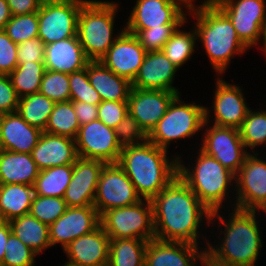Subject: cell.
Segmentation results:
<instances>
[{
  "label": "cell",
  "mask_w": 266,
  "mask_h": 266,
  "mask_svg": "<svg viewBox=\"0 0 266 266\" xmlns=\"http://www.w3.org/2000/svg\"><path fill=\"white\" fill-rule=\"evenodd\" d=\"M155 239L198 245L199 227L212 212L177 175L152 200Z\"/></svg>",
  "instance_id": "obj_1"
},
{
  "label": "cell",
  "mask_w": 266,
  "mask_h": 266,
  "mask_svg": "<svg viewBox=\"0 0 266 266\" xmlns=\"http://www.w3.org/2000/svg\"><path fill=\"white\" fill-rule=\"evenodd\" d=\"M228 218H223L219 210L211 214L210 220L214 217L219 224L225 226L224 237L219 246H212L206 243L204 264H214L219 266H256L259 250L262 248V236L260 234L259 222H257L256 211L241 210L234 208ZM221 221V222H220Z\"/></svg>",
  "instance_id": "obj_2"
},
{
  "label": "cell",
  "mask_w": 266,
  "mask_h": 266,
  "mask_svg": "<svg viewBox=\"0 0 266 266\" xmlns=\"http://www.w3.org/2000/svg\"><path fill=\"white\" fill-rule=\"evenodd\" d=\"M150 141L122 147L117 164L133 183L141 199L152 200L178 175V157Z\"/></svg>",
  "instance_id": "obj_3"
},
{
  "label": "cell",
  "mask_w": 266,
  "mask_h": 266,
  "mask_svg": "<svg viewBox=\"0 0 266 266\" xmlns=\"http://www.w3.org/2000/svg\"><path fill=\"white\" fill-rule=\"evenodd\" d=\"M188 10L197 20L194 29L215 72L224 74L233 56L249 49L239 38L228 16L212 1Z\"/></svg>",
  "instance_id": "obj_4"
},
{
  "label": "cell",
  "mask_w": 266,
  "mask_h": 266,
  "mask_svg": "<svg viewBox=\"0 0 266 266\" xmlns=\"http://www.w3.org/2000/svg\"><path fill=\"white\" fill-rule=\"evenodd\" d=\"M196 159L190 170L178 156V175L213 213L221 209L227 199L231 182L235 184V174L201 150Z\"/></svg>",
  "instance_id": "obj_5"
},
{
  "label": "cell",
  "mask_w": 266,
  "mask_h": 266,
  "mask_svg": "<svg viewBox=\"0 0 266 266\" xmlns=\"http://www.w3.org/2000/svg\"><path fill=\"white\" fill-rule=\"evenodd\" d=\"M118 4L109 1L87 0L81 7L77 20V36L89 61H100L123 28L113 38L114 18Z\"/></svg>",
  "instance_id": "obj_6"
},
{
  "label": "cell",
  "mask_w": 266,
  "mask_h": 266,
  "mask_svg": "<svg viewBox=\"0 0 266 266\" xmlns=\"http://www.w3.org/2000/svg\"><path fill=\"white\" fill-rule=\"evenodd\" d=\"M210 111L207 107L195 103L182 102L180 94L169 104L166 113L159 120L147 140L156 146L168 150L173 140L192 137L210 123Z\"/></svg>",
  "instance_id": "obj_7"
},
{
  "label": "cell",
  "mask_w": 266,
  "mask_h": 266,
  "mask_svg": "<svg viewBox=\"0 0 266 266\" xmlns=\"http://www.w3.org/2000/svg\"><path fill=\"white\" fill-rule=\"evenodd\" d=\"M100 225L110 239H155L152 202L142 199L130 206L107 210L100 215Z\"/></svg>",
  "instance_id": "obj_8"
},
{
  "label": "cell",
  "mask_w": 266,
  "mask_h": 266,
  "mask_svg": "<svg viewBox=\"0 0 266 266\" xmlns=\"http://www.w3.org/2000/svg\"><path fill=\"white\" fill-rule=\"evenodd\" d=\"M87 0H43L38 13V37L45 45L77 36V20Z\"/></svg>",
  "instance_id": "obj_9"
},
{
  "label": "cell",
  "mask_w": 266,
  "mask_h": 266,
  "mask_svg": "<svg viewBox=\"0 0 266 266\" xmlns=\"http://www.w3.org/2000/svg\"><path fill=\"white\" fill-rule=\"evenodd\" d=\"M252 153L235 174L237 196L234 205L241 210L266 212V161L258 158L257 152Z\"/></svg>",
  "instance_id": "obj_10"
},
{
  "label": "cell",
  "mask_w": 266,
  "mask_h": 266,
  "mask_svg": "<svg viewBox=\"0 0 266 266\" xmlns=\"http://www.w3.org/2000/svg\"><path fill=\"white\" fill-rule=\"evenodd\" d=\"M140 200L141 197L124 170L117 163L105 164L99 176L93 205L98 214L130 206Z\"/></svg>",
  "instance_id": "obj_11"
},
{
  "label": "cell",
  "mask_w": 266,
  "mask_h": 266,
  "mask_svg": "<svg viewBox=\"0 0 266 266\" xmlns=\"http://www.w3.org/2000/svg\"><path fill=\"white\" fill-rule=\"evenodd\" d=\"M212 1L228 16L238 38L248 48L259 44L261 41V27L266 18L265 0Z\"/></svg>",
  "instance_id": "obj_12"
},
{
  "label": "cell",
  "mask_w": 266,
  "mask_h": 266,
  "mask_svg": "<svg viewBox=\"0 0 266 266\" xmlns=\"http://www.w3.org/2000/svg\"><path fill=\"white\" fill-rule=\"evenodd\" d=\"M79 158L117 163L122 151L113 128L99 119L80 126L75 137Z\"/></svg>",
  "instance_id": "obj_13"
},
{
  "label": "cell",
  "mask_w": 266,
  "mask_h": 266,
  "mask_svg": "<svg viewBox=\"0 0 266 266\" xmlns=\"http://www.w3.org/2000/svg\"><path fill=\"white\" fill-rule=\"evenodd\" d=\"M209 128L204 130L200 150L236 174L250 153L245 150L239 129L214 124Z\"/></svg>",
  "instance_id": "obj_14"
},
{
  "label": "cell",
  "mask_w": 266,
  "mask_h": 266,
  "mask_svg": "<svg viewBox=\"0 0 266 266\" xmlns=\"http://www.w3.org/2000/svg\"><path fill=\"white\" fill-rule=\"evenodd\" d=\"M185 5L179 0H137L125 30H144L160 25H182Z\"/></svg>",
  "instance_id": "obj_15"
},
{
  "label": "cell",
  "mask_w": 266,
  "mask_h": 266,
  "mask_svg": "<svg viewBox=\"0 0 266 266\" xmlns=\"http://www.w3.org/2000/svg\"><path fill=\"white\" fill-rule=\"evenodd\" d=\"M147 51L136 35L124 30L100 59L116 75L134 81Z\"/></svg>",
  "instance_id": "obj_16"
},
{
  "label": "cell",
  "mask_w": 266,
  "mask_h": 266,
  "mask_svg": "<svg viewBox=\"0 0 266 266\" xmlns=\"http://www.w3.org/2000/svg\"><path fill=\"white\" fill-rule=\"evenodd\" d=\"M100 225V215L91 206L68 207L54 223L49 225L51 247L61 244L65 248L75 239L88 234Z\"/></svg>",
  "instance_id": "obj_17"
},
{
  "label": "cell",
  "mask_w": 266,
  "mask_h": 266,
  "mask_svg": "<svg viewBox=\"0 0 266 266\" xmlns=\"http://www.w3.org/2000/svg\"><path fill=\"white\" fill-rule=\"evenodd\" d=\"M177 95L176 92L171 91L132 87L127 100L128 113L138 121L140 127L148 135Z\"/></svg>",
  "instance_id": "obj_18"
},
{
  "label": "cell",
  "mask_w": 266,
  "mask_h": 266,
  "mask_svg": "<svg viewBox=\"0 0 266 266\" xmlns=\"http://www.w3.org/2000/svg\"><path fill=\"white\" fill-rule=\"evenodd\" d=\"M105 164L101 160H76L70 183L63 196L68 207L94 205L99 176Z\"/></svg>",
  "instance_id": "obj_19"
},
{
  "label": "cell",
  "mask_w": 266,
  "mask_h": 266,
  "mask_svg": "<svg viewBox=\"0 0 266 266\" xmlns=\"http://www.w3.org/2000/svg\"><path fill=\"white\" fill-rule=\"evenodd\" d=\"M198 246L185 242L152 239L148 241L146 247L144 266H196L198 260L201 261V266H204L205 249L200 250Z\"/></svg>",
  "instance_id": "obj_20"
},
{
  "label": "cell",
  "mask_w": 266,
  "mask_h": 266,
  "mask_svg": "<svg viewBox=\"0 0 266 266\" xmlns=\"http://www.w3.org/2000/svg\"><path fill=\"white\" fill-rule=\"evenodd\" d=\"M213 102V124L239 129L246 118L249 107L245 102L242 90L237 85H231L219 76L216 80Z\"/></svg>",
  "instance_id": "obj_21"
},
{
  "label": "cell",
  "mask_w": 266,
  "mask_h": 266,
  "mask_svg": "<svg viewBox=\"0 0 266 266\" xmlns=\"http://www.w3.org/2000/svg\"><path fill=\"white\" fill-rule=\"evenodd\" d=\"M110 238L99 225L63 248L69 259L67 263L75 266H107Z\"/></svg>",
  "instance_id": "obj_22"
},
{
  "label": "cell",
  "mask_w": 266,
  "mask_h": 266,
  "mask_svg": "<svg viewBox=\"0 0 266 266\" xmlns=\"http://www.w3.org/2000/svg\"><path fill=\"white\" fill-rule=\"evenodd\" d=\"M177 71L178 68L163 51H149L132 82V87L144 90L171 91L179 95V90L172 86Z\"/></svg>",
  "instance_id": "obj_23"
},
{
  "label": "cell",
  "mask_w": 266,
  "mask_h": 266,
  "mask_svg": "<svg viewBox=\"0 0 266 266\" xmlns=\"http://www.w3.org/2000/svg\"><path fill=\"white\" fill-rule=\"evenodd\" d=\"M31 155L40 171L55 166L74 164L79 158L74 139L44 131L37 145L32 149Z\"/></svg>",
  "instance_id": "obj_24"
},
{
  "label": "cell",
  "mask_w": 266,
  "mask_h": 266,
  "mask_svg": "<svg viewBox=\"0 0 266 266\" xmlns=\"http://www.w3.org/2000/svg\"><path fill=\"white\" fill-rule=\"evenodd\" d=\"M43 131L29 125L18 112L0 118V149L16 153H31Z\"/></svg>",
  "instance_id": "obj_25"
},
{
  "label": "cell",
  "mask_w": 266,
  "mask_h": 266,
  "mask_svg": "<svg viewBox=\"0 0 266 266\" xmlns=\"http://www.w3.org/2000/svg\"><path fill=\"white\" fill-rule=\"evenodd\" d=\"M88 62L78 36L45 45L46 70L71 74L86 68Z\"/></svg>",
  "instance_id": "obj_26"
},
{
  "label": "cell",
  "mask_w": 266,
  "mask_h": 266,
  "mask_svg": "<svg viewBox=\"0 0 266 266\" xmlns=\"http://www.w3.org/2000/svg\"><path fill=\"white\" fill-rule=\"evenodd\" d=\"M87 73L90 84L100 94L102 101H127L132 83L112 72L100 61H89Z\"/></svg>",
  "instance_id": "obj_27"
},
{
  "label": "cell",
  "mask_w": 266,
  "mask_h": 266,
  "mask_svg": "<svg viewBox=\"0 0 266 266\" xmlns=\"http://www.w3.org/2000/svg\"><path fill=\"white\" fill-rule=\"evenodd\" d=\"M40 170L31 153L0 149V184L34 185Z\"/></svg>",
  "instance_id": "obj_28"
},
{
  "label": "cell",
  "mask_w": 266,
  "mask_h": 266,
  "mask_svg": "<svg viewBox=\"0 0 266 266\" xmlns=\"http://www.w3.org/2000/svg\"><path fill=\"white\" fill-rule=\"evenodd\" d=\"M34 188L26 184H0V219L7 222L30 213Z\"/></svg>",
  "instance_id": "obj_29"
},
{
  "label": "cell",
  "mask_w": 266,
  "mask_h": 266,
  "mask_svg": "<svg viewBox=\"0 0 266 266\" xmlns=\"http://www.w3.org/2000/svg\"><path fill=\"white\" fill-rule=\"evenodd\" d=\"M11 233L36 254L50 248L49 225L40 222L30 213L9 221Z\"/></svg>",
  "instance_id": "obj_30"
},
{
  "label": "cell",
  "mask_w": 266,
  "mask_h": 266,
  "mask_svg": "<svg viewBox=\"0 0 266 266\" xmlns=\"http://www.w3.org/2000/svg\"><path fill=\"white\" fill-rule=\"evenodd\" d=\"M147 244L137 238L110 239L108 266H144Z\"/></svg>",
  "instance_id": "obj_31"
},
{
  "label": "cell",
  "mask_w": 266,
  "mask_h": 266,
  "mask_svg": "<svg viewBox=\"0 0 266 266\" xmlns=\"http://www.w3.org/2000/svg\"><path fill=\"white\" fill-rule=\"evenodd\" d=\"M73 164L51 167L41 170L33 185L34 194L44 197L63 198L70 183Z\"/></svg>",
  "instance_id": "obj_32"
},
{
  "label": "cell",
  "mask_w": 266,
  "mask_h": 266,
  "mask_svg": "<svg viewBox=\"0 0 266 266\" xmlns=\"http://www.w3.org/2000/svg\"><path fill=\"white\" fill-rule=\"evenodd\" d=\"M55 104L38 92L19 98L17 112L29 125L44 131Z\"/></svg>",
  "instance_id": "obj_33"
},
{
  "label": "cell",
  "mask_w": 266,
  "mask_h": 266,
  "mask_svg": "<svg viewBox=\"0 0 266 266\" xmlns=\"http://www.w3.org/2000/svg\"><path fill=\"white\" fill-rule=\"evenodd\" d=\"M45 71L44 62L32 61L17 65L8 76L19 98L39 92Z\"/></svg>",
  "instance_id": "obj_34"
},
{
  "label": "cell",
  "mask_w": 266,
  "mask_h": 266,
  "mask_svg": "<svg viewBox=\"0 0 266 266\" xmlns=\"http://www.w3.org/2000/svg\"><path fill=\"white\" fill-rule=\"evenodd\" d=\"M80 124L71 100L55 104L44 132L75 139Z\"/></svg>",
  "instance_id": "obj_35"
},
{
  "label": "cell",
  "mask_w": 266,
  "mask_h": 266,
  "mask_svg": "<svg viewBox=\"0 0 266 266\" xmlns=\"http://www.w3.org/2000/svg\"><path fill=\"white\" fill-rule=\"evenodd\" d=\"M177 28L171 38L164 44L162 51L166 57L178 68L186 63L194 53L197 35L195 29L182 31Z\"/></svg>",
  "instance_id": "obj_36"
},
{
  "label": "cell",
  "mask_w": 266,
  "mask_h": 266,
  "mask_svg": "<svg viewBox=\"0 0 266 266\" xmlns=\"http://www.w3.org/2000/svg\"><path fill=\"white\" fill-rule=\"evenodd\" d=\"M239 131L246 150L248 147L253 150L258 145L266 144V111L254 112L250 108Z\"/></svg>",
  "instance_id": "obj_37"
},
{
  "label": "cell",
  "mask_w": 266,
  "mask_h": 266,
  "mask_svg": "<svg viewBox=\"0 0 266 266\" xmlns=\"http://www.w3.org/2000/svg\"><path fill=\"white\" fill-rule=\"evenodd\" d=\"M38 13L32 12L24 15H12L4 31L14 43L38 37Z\"/></svg>",
  "instance_id": "obj_38"
},
{
  "label": "cell",
  "mask_w": 266,
  "mask_h": 266,
  "mask_svg": "<svg viewBox=\"0 0 266 266\" xmlns=\"http://www.w3.org/2000/svg\"><path fill=\"white\" fill-rule=\"evenodd\" d=\"M67 208L68 206L63 198L34 194L30 214L40 222L50 225L63 215Z\"/></svg>",
  "instance_id": "obj_39"
},
{
  "label": "cell",
  "mask_w": 266,
  "mask_h": 266,
  "mask_svg": "<svg viewBox=\"0 0 266 266\" xmlns=\"http://www.w3.org/2000/svg\"><path fill=\"white\" fill-rule=\"evenodd\" d=\"M39 93L55 103L70 100L69 74L46 70L40 84Z\"/></svg>",
  "instance_id": "obj_40"
},
{
  "label": "cell",
  "mask_w": 266,
  "mask_h": 266,
  "mask_svg": "<svg viewBox=\"0 0 266 266\" xmlns=\"http://www.w3.org/2000/svg\"><path fill=\"white\" fill-rule=\"evenodd\" d=\"M185 23L186 21L182 25H160L156 28L126 31L136 35L147 52L162 51L164 44L171 38L177 28L184 26Z\"/></svg>",
  "instance_id": "obj_41"
},
{
  "label": "cell",
  "mask_w": 266,
  "mask_h": 266,
  "mask_svg": "<svg viewBox=\"0 0 266 266\" xmlns=\"http://www.w3.org/2000/svg\"><path fill=\"white\" fill-rule=\"evenodd\" d=\"M70 82V100L80 101L93 105H99L102 102L100 94L90 84L87 65L83 70L69 74Z\"/></svg>",
  "instance_id": "obj_42"
},
{
  "label": "cell",
  "mask_w": 266,
  "mask_h": 266,
  "mask_svg": "<svg viewBox=\"0 0 266 266\" xmlns=\"http://www.w3.org/2000/svg\"><path fill=\"white\" fill-rule=\"evenodd\" d=\"M6 255L0 266H34L37 254L19 240L13 233L6 243Z\"/></svg>",
  "instance_id": "obj_43"
},
{
  "label": "cell",
  "mask_w": 266,
  "mask_h": 266,
  "mask_svg": "<svg viewBox=\"0 0 266 266\" xmlns=\"http://www.w3.org/2000/svg\"><path fill=\"white\" fill-rule=\"evenodd\" d=\"M114 131L117 142L121 147L147 141V134L140 127L138 121L129 113L114 128Z\"/></svg>",
  "instance_id": "obj_44"
},
{
  "label": "cell",
  "mask_w": 266,
  "mask_h": 266,
  "mask_svg": "<svg viewBox=\"0 0 266 266\" xmlns=\"http://www.w3.org/2000/svg\"><path fill=\"white\" fill-rule=\"evenodd\" d=\"M126 114H128L127 101H102L98 105V119L113 129Z\"/></svg>",
  "instance_id": "obj_45"
},
{
  "label": "cell",
  "mask_w": 266,
  "mask_h": 266,
  "mask_svg": "<svg viewBox=\"0 0 266 266\" xmlns=\"http://www.w3.org/2000/svg\"><path fill=\"white\" fill-rule=\"evenodd\" d=\"M17 65V43H14L2 29L0 30V74L9 75Z\"/></svg>",
  "instance_id": "obj_46"
},
{
  "label": "cell",
  "mask_w": 266,
  "mask_h": 266,
  "mask_svg": "<svg viewBox=\"0 0 266 266\" xmlns=\"http://www.w3.org/2000/svg\"><path fill=\"white\" fill-rule=\"evenodd\" d=\"M45 44L39 38L23 41L17 44L18 64L33 62H44Z\"/></svg>",
  "instance_id": "obj_47"
},
{
  "label": "cell",
  "mask_w": 266,
  "mask_h": 266,
  "mask_svg": "<svg viewBox=\"0 0 266 266\" xmlns=\"http://www.w3.org/2000/svg\"><path fill=\"white\" fill-rule=\"evenodd\" d=\"M19 96L12 86L7 74H0V112L2 114L16 112Z\"/></svg>",
  "instance_id": "obj_48"
},
{
  "label": "cell",
  "mask_w": 266,
  "mask_h": 266,
  "mask_svg": "<svg viewBox=\"0 0 266 266\" xmlns=\"http://www.w3.org/2000/svg\"><path fill=\"white\" fill-rule=\"evenodd\" d=\"M80 126L98 119V105L71 101Z\"/></svg>",
  "instance_id": "obj_49"
},
{
  "label": "cell",
  "mask_w": 266,
  "mask_h": 266,
  "mask_svg": "<svg viewBox=\"0 0 266 266\" xmlns=\"http://www.w3.org/2000/svg\"><path fill=\"white\" fill-rule=\"evenodd\" d=\"M12 15H24L37 12L43 0H6Z\"/></svg>",
  "instance_id": "obj_50"
},
{
  "label": "cell",
  "mask_w": 266,
  "mask_h": 266,
  "mask_svg": "<svg viewBox=\"0 0 266 266\" xmlns=\"http://www.w3.org/2000/svg\"><path fill=\"white\" fill-rule=\"evenodd\" d=\"M11 233L9 222L0 219V265L6 255V243Z\"/></svg>",
  "instance_id": "obj_51"
},
{
  "label": "cell",
  "mask_w": 266,
  "mask_h": 266,
  "mask_svg": "<svg viewBox=\"0 0 266 266\" xmlns=\"http://www.w3.org/2000/svg\"><path fill=\"white\" fill-rule=\"evenodd\" d=\"M12 17L10 7L6 0H0V30L4 29Z\"/></svg>",
  "instance_id": "obj_52"
},
{
  "label": "cell",
  "mask_w": 266,
  "mask_h": 266,
  "mask_svg": "<svg viewBox=\"0 0 266 266\" xmlns=\"http://www.w3.org/2000/svg\"><path fill=\"white\" fill-rule=\"evenodd\" d=\"M260 37H262V43H263V51L265 52V54H266V18H265V20H264V22H263V24H262V27H261V36Z\"/></svg>",
  "instance_id": "obj_53"
},
{
  "label": "cell",
  "mask_w": 266,
  "mask_h": 266,
  "mask_svg": "<svg viewBox=\"0 0 266 266\" xmlns=\"http://www.w3.org/2000/svg\"><path fill=\"white\" fill-rule=\"evenodd\" d=\"M179 1H181L185 5L187 10H189L190 8L194 6L193 4L194 0H179Z\"/></svg>",
  "instance_id": "obj_54"
},
{
  "label": "cell",
  "mask_w": 266,
  "mask_h": 266,
  "mask_svg": "<svg viewBox=\"0 0 266 266\" xmlns=\"http://www.w3.org/2000/svg\"><path fill=\"white\" fill-rule=\"evenodd\" d=\"M62 266H75V265H72L70 263L65 262L64 265H62Z\"/></svg>",
  "instance_id": "obj_55"
}]
</instances>
